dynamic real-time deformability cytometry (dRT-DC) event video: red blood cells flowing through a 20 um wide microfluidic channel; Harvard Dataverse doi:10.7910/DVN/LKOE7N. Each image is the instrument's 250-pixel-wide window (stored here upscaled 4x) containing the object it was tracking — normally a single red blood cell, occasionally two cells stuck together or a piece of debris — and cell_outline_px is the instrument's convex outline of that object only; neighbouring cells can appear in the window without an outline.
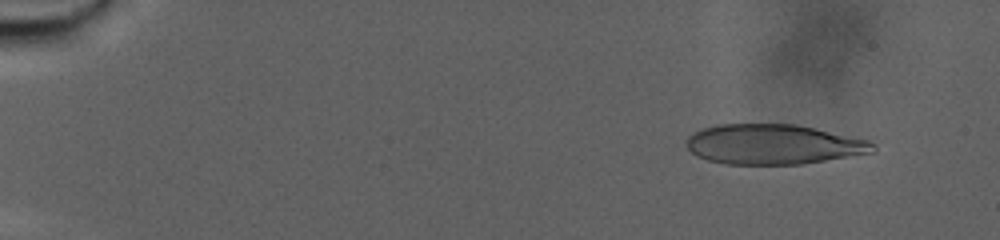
{"species": "human", "species_latin": "Homo sapiens", "temperature_condition": "warm", "stored_images_in_passage": 88, "camera_frame_rate_fps": 3000, "um_per_image_px": 0.085, "donor": {"sex": "male"}, "frame": {"image": 1, "passage_image": 9, "time_ms": 2.667, "image_size_px": [1000, 240], "cell_outline_px": [[876, 152], [800, 164], [724, 164], [708, 160], [696, 156], [688, 148], [688, 136], [704, 128], [720, 124], [796, 124], [868, 140], [876, 144]], "centroid_in_image_um": [65.76, 12.27], "position_along_channel_um": 19.2, "area_um2": 43.23}}
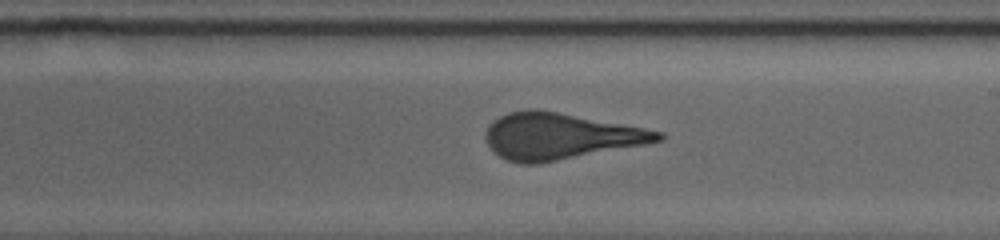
{"frame": {"image": 2, "passage_image": 54, "time_ms": 17.667, "image_size_px": [1000, 240], "cell_outline_px": [[664, 140], [644, 144], [536, 164], [520, 164], [508, 160], [500, 156], [488, 144], [484, 136], [484, 132], [488, 124], [500, 116], [508, 112], [536, 108], [644, 128], [664, 132]], "centroid_in_image_um": [47.56, 11.57], "position_along_channel_um": 241.4, "area_um2": 46.07}}
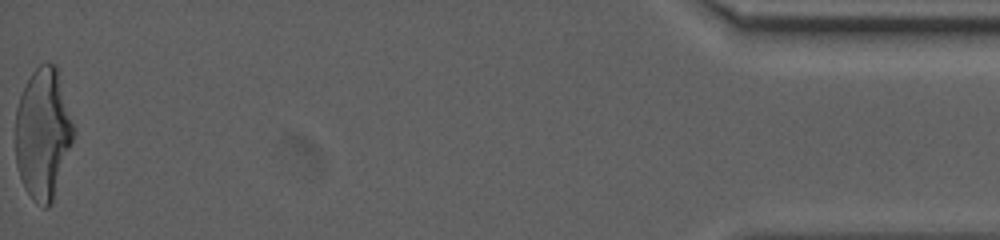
{"frame": {"image": 3, "passage_image": 88, "time_ms": 29.0, "image_size_px": [1000, 240], "cell_outline_px": [[76, 132], [52, 204], [48, 208], [44, 208], [36, 204], [32, 200], [24, 188], [16, 164], [16, 108], [20, 96], [32, 72], [40, 64], [56, 64]], "centroid_in_image_um": [3.67, 11.41], "position_along_channel_um": 431.5, "area_um2": 44.51}}